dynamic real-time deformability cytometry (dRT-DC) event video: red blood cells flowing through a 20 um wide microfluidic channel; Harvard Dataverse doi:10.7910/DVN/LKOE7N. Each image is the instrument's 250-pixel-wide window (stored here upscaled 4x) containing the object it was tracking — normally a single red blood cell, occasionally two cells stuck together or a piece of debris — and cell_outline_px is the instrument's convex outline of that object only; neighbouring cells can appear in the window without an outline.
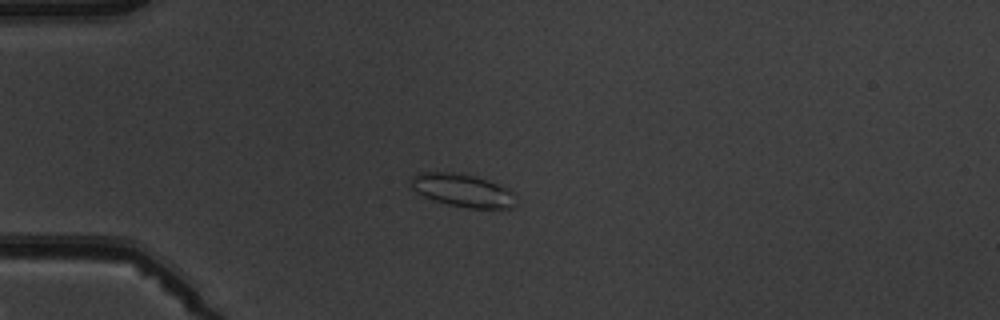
{"species": "common noctule bat (a hibernating species)", "species_latin": "Nyctalus noctula", "temperature_condition": "warm", "stored_images_in_passage": 4, "camera_frame_rate_fps": 3000, "um_per_image_px": 0.085, "animal": {"sex": "male", "body_mass_g": 19.5, "forearm_length_mm": 54.6}, "frame": {"image": 1, "passage_image": 4, "time_ms": 3.667, "image_size_px": [1000, 320], "cell_outline_px": [[516, 204], [508, 208], [468, 208], [448, 204], [432, 200], [416, 192], [408, 184], [408, 180], [416, 172], [460, 172], [476, 176], [488, 180], [508, 188], [512, 192]], "centroid_in_image_um": [39.25, 16.16], "position_along_channel_um": 45.8, "area_um2": 20.46}}